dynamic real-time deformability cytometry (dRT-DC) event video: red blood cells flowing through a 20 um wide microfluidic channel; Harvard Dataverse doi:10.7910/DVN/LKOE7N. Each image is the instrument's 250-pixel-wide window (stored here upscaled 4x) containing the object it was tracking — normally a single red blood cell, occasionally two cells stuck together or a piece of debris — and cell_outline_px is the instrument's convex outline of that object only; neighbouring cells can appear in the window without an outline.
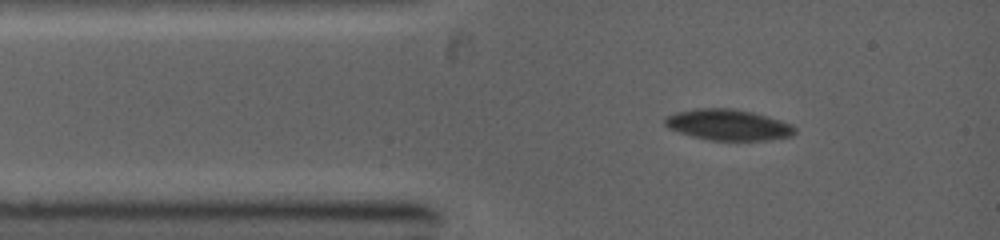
{"species": "common noctule bat (a hibernating species)", "species_latin": "Nyctalus noctula", "temperature_condition": "warm", "stored_images_in_passage": 2, "camera_frame_rate_fps": 5000, "um_per_image_px": 0.085, "animal": {"sex": "female", "body_mass_g": 19.0, "forearm_length_mm": 53.3}, "frame": {"image": 1, "passage_image": 1, "time_ms": 0.0, "image_size_px": [1000, 240], "cell_outline_px": [[796, 132], [792, 136], [772, 140], [712, 140], [692, 136], [668, 128], [664, 124], [664, 116], [676, 112], [700, 108], [732, 108], [752, 112], [780, 120], [792, 124], [796, 128]], "centroid_in_image_um": [61.9, 10.61], "position_along_channel_um": 23.1, "area_um2": 23.47}}
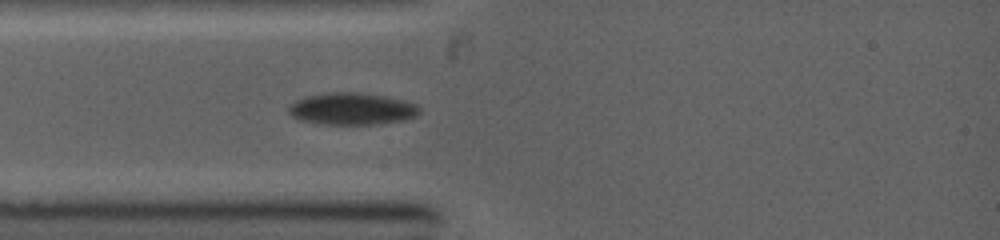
{"frame": {"image": 2, "passage_image": 2, "time_ms": 1.2, "image_size_px": [1000, 240], "cell_outline_px": [[420, 112], [416, 116], [404, 120], [380, 124], [324, 124], [300, 120], [292, 116], [288, 112], [288, 104], [304, 96], [328, 92], [356, 92], [384, 96], [404, 100], [416, 104], [420, 108]], "centroid_in_image_um": [29.89, 9.24], "position_along_channel_um": 55.1, "area_um2": 24.57}}